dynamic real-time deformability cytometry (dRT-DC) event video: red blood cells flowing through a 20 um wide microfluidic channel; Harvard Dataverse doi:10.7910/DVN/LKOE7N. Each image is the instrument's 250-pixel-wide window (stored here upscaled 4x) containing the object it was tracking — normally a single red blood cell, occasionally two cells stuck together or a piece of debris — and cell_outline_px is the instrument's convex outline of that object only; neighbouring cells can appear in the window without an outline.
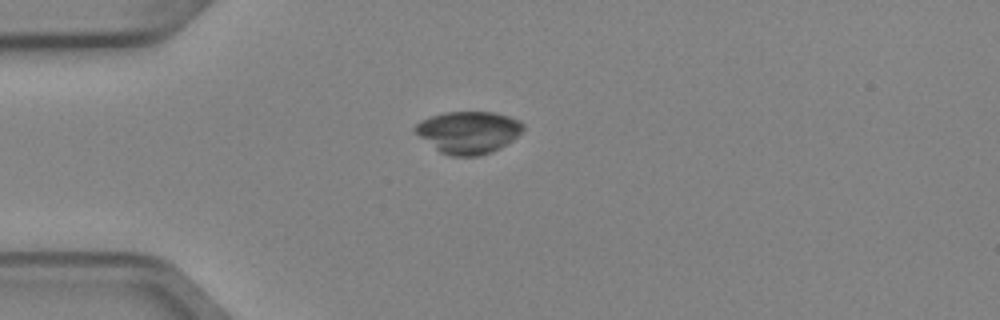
{"species": "Egyptian fruit bat (a non-hibernating species)", "species_latin": "Rousettus aegyptiacus", "temperature_condition": "cold", "stored_images_in_passage": 4, "camera_frame_rate_fps": 3000, "um_per_image_px": 0.085, "animal": {"sex": "female"}, "frame": {"image": 1, "passage_image": 1, "time_ms": 0.0, "image_size_px": [1000, 320], "cell_outline_px": [[524, 128], [512, 140], [500, 148], [492, 152], [480, 156], [452, 156], [440, 152], [420, 136], [412, 128], [420, 120], [444, 112], [492, 112], [508, 116], [520, 120], [524, 124]], "centroid_in_image_um": [39.82, 11.24], "position_along_channel_um": 45.2, "area_um2": 26.41}}
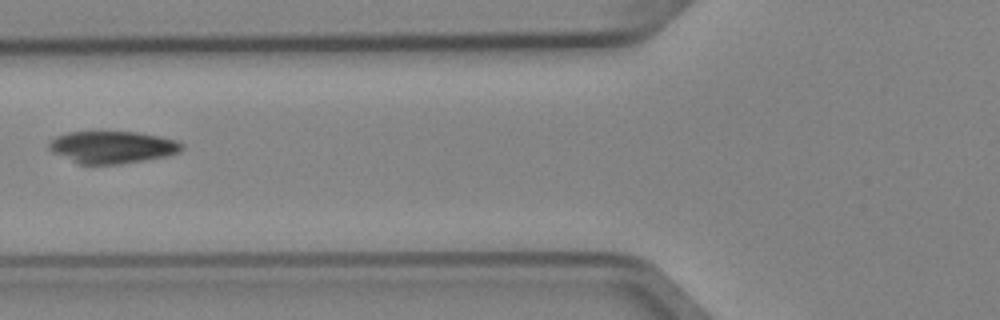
{"frame": {"image": 2, "passage_image": 3, "time_ms": 0.667, "image_size_px": [1000, 320], "cell_outline_px": [[184, 148], [180, 152], [164, 156], [144, 160], [120, 164], [76, 164], [52, 152], [48, 148], [48, 140], [56, 136], [68, 132], [100, 128], [136, 132], [176, 140], [184, 144]], "centroid_in_image_um": [9.46, 12.46], "position_along_channel_um": 116.3, "area_um2": 25.95}}
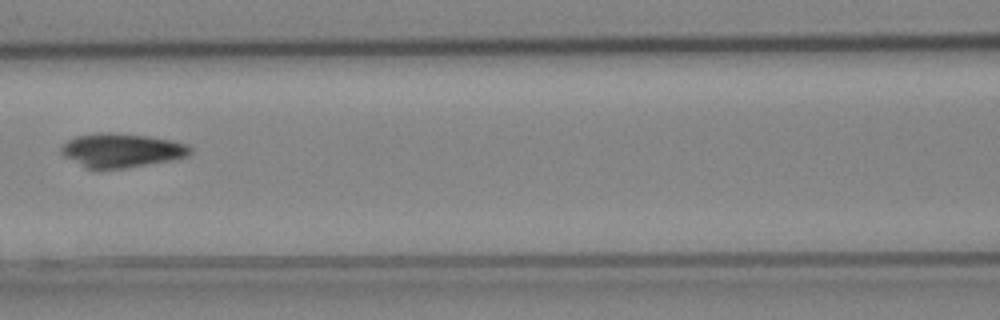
{"frame": {"image": 3, "passage_image": 4, "time_ms": 1.0, "image_size_px": [1000, 320], "cell_outline_px": [[192, 152], [188, 156], [172, 160], [124, 168], [84, 168], [64, 156], [60, 152], [60, 148], [68, 140], [76, 136], [96, 132], [112, 132], [148, 136], [172, 140], [188, 144], [192, 148]], "centroid_in_image_um": [10.34, 12.76], "position_along_channel_um": 156.3, "area_um2": 25.66}}